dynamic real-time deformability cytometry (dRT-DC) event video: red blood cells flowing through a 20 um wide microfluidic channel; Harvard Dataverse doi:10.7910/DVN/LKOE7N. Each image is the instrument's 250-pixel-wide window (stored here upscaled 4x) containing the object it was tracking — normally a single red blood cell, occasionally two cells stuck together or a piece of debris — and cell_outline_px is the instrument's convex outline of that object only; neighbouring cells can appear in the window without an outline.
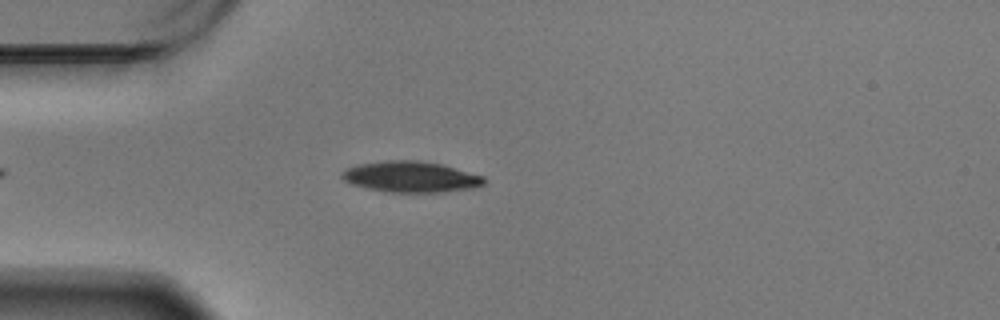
{"species": "Egyptian fruit bat (a non-hibernating species)", "species_latin": "Rousettus aegyptiacus", "temperature_condition": "warm", "stored_images_in_passage": 45, "camera_frame_rate_fps": 3000, "um_per_image_px": 0.085, "animal": {"sex": "male"}, "frame": {"image": 1, "passage_image": 6, "time_ms": 1.667, "image_size_px": [1000, 320], "cell_outline_px": [[488, 180], [484, 184], [472, 188], [440, 192], [392, 192], [368, 188], [352, 184], [344, 180], [340, 176], [340, 172], [356, 164], [384, 160], [420, 160], [444, 164], [484, 176]], "centroid_in_image_um": [34.94, 15.01], "position_along_channel_um": 50.1, "area_um2": 25.84}}
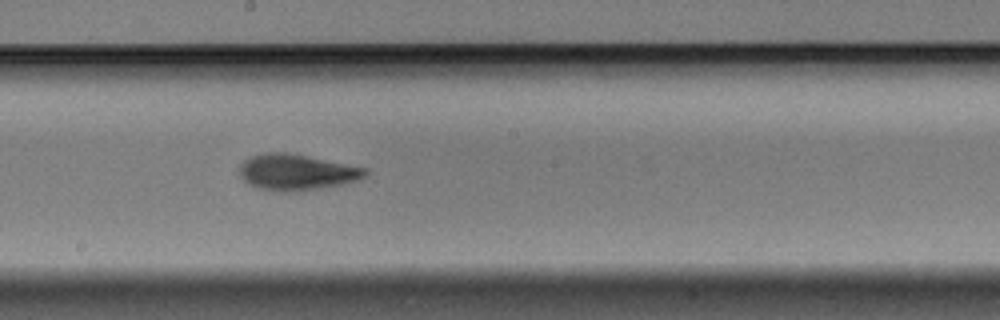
{"frame": {"image": 2, "passage_image": 22, "time_ms": 7.0, "image_size_px": [1000, 320], "cell_outline_px": [[368, 172], [360, 180], [320, 188], [296, 192], [280, 192], [260, 188], [244, 180], [240, 176], [240, 164], [244, 160], [252, 156], [264, 152], [284, 152], [368, 168]], "centroid_in_image_um": [25.21, 14.64], "position_along_channel_um": 223.0, "area_um2": 26.13}}
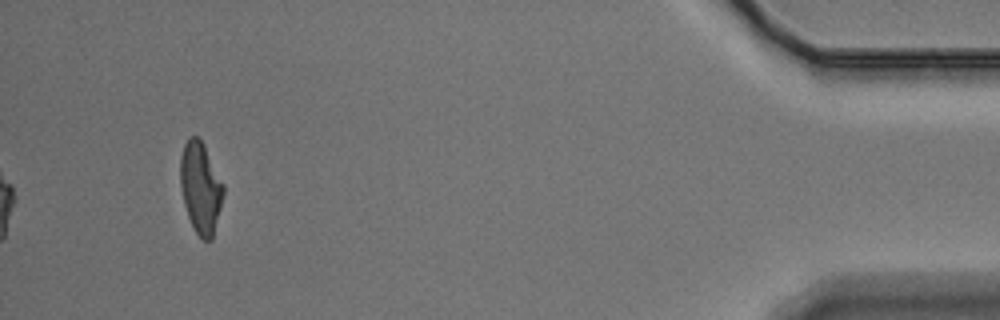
{"frame": {"image": 3, "passage_image": 45, "time_ms": 14.667, "image_size_px": [1000, 320], "cell_outline_px": [[224, 196], [212, 240], [204, 240], [196, 232], [188, 216], [184, 204], [180, 184], [180, 156], [184, 144], [188, 136], [196, 136], [204, 144], [224, 184]], "centroid_in_image_um": [17.06, 15.93], "position_along_channel_um": 418.1, "area_um2": 23.0}, "authors_computed_cell_mechanics": {"area_um2": 24.6806, "velocity_mm_per_s": 3.4585, "shape_relaxation_time_tau1_ms": 4.1627, "shape_relaxation_time_tau2_ms": 2.8824, "deformation_change_tau1": 0.1431, "deformation_change_tau2": 0.0863}}